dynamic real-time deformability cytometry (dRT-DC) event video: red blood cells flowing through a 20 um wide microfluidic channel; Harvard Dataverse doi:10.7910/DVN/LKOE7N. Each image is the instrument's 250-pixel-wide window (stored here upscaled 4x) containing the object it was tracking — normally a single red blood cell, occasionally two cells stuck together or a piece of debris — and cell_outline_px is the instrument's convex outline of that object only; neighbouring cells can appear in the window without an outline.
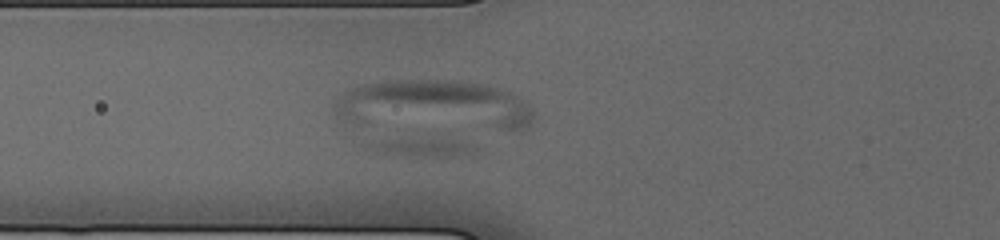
{"species": "human", "species_latin": "Homo sapiens", "temperature_condition": "cold", "stored_images_in_passage": 48, "camera_frame_rate_fps": 3000, "um_per_image_px": 0.085, "donor": {"sex": "male"}, "frame": {"image": 1, "passage_image": 4, "time_ms": 1.0, "image_size_px": [1000, 240], "cell_outline_px": [[532, 124], [528, 128], [504, 128], [352, 124], [336, 120], [332, 108], [332, 104], [344, 92], [352, 88], [384, 80], [456, 80], [488, 84], [500, 88], [524, 100], [532, 108]], "centroid_in_image_um": [36.77, 8.93], "position_along_channel_um": 89.0, "area_um2": 58.15}}
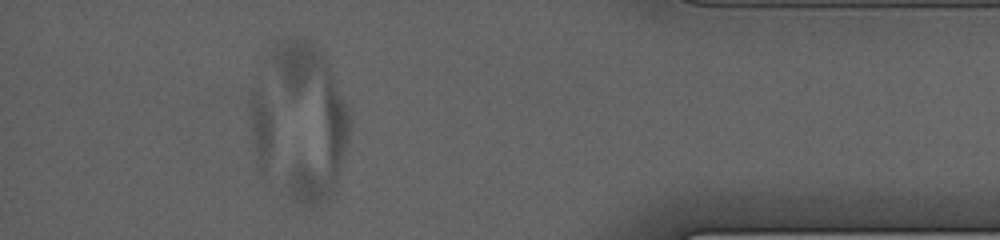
{"frame": {"image": 2, "passage_image": 42, "time_ms": 10.667, "image_size_px": [1000, 240], "cell_outline_px": [[348, 140], [336, 184], [324, 204], [312, 208], [292, 200], [288, 196], [272, 60], [272, 48], [288, 36], [296, 36], [312, 44], [320, 52], [328, 64], [348, 104]], "centroid_in_image_um": [26.29, 10.25], "position_along_channel_um": 408.9, "area_um2": 68.9}}